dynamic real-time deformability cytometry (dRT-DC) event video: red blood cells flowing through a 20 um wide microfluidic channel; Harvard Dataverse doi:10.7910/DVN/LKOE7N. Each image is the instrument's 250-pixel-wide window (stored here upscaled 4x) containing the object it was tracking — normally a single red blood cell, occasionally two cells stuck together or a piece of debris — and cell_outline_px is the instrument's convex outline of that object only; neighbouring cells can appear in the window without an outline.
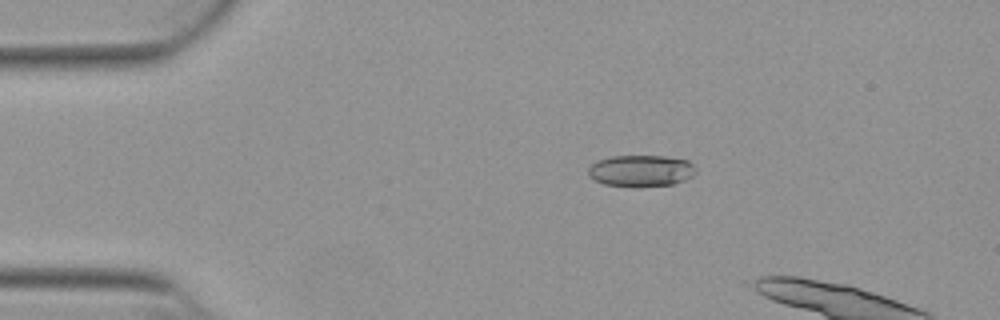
{"species": "Egyptian fruit bat (a non-hibernating species)", "species_latin": "Rousettus aegyptiacus", "temperature_condition": "warm", "stored_images_in_passage": 15, "camera_frame_rate_fps": 3000, "um_per_image_px": 0.085, "animal": {"sex": "female"}, "frame": {"image": 1, "passage_image": 11, "time_ms": 3.333, "image_size_px": [1000, 320], "cell_outline_px": [[696, 172], [692, 176], [684, 180], [672, 184], [636, 188], [604, 184], [588, 176], [588, 168], [596, 160], [612, 156], [664, 156], [688, 160], [692, 164]], "centroid_in_image_um": [54.46, 14.53], "position_along_channel_um": 30.5, "area_um2": 20.0}}